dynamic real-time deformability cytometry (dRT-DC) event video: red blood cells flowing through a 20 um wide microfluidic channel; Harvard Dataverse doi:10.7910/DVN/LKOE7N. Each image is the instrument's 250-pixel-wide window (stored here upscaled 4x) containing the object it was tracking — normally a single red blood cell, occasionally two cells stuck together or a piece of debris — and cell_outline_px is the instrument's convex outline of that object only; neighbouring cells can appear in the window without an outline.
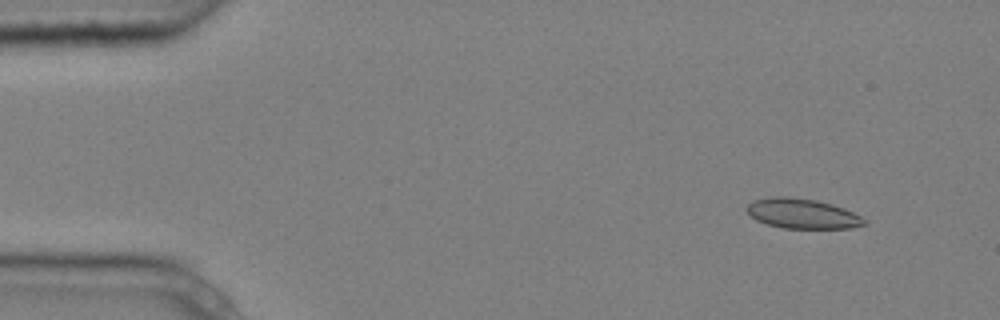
{"species": "common noctule bat (a hibernating species)", "species_latin": "Nyctalus noctula", "temperature_condition": "cold", "stored_images_in_passage": 5, "camera_frame_rate_fps": 3000, "um_per_image_px": 0.085, "animal": {"sex": "male", "body_mass_g": 20.4}, "frame": {"image": 1, "passage_image": 2, "time_ms": 0.333, "image_size_px": [1000, 320], "cell_outline_px": [[868, 224], [852, 228], [784, 228], [768, 224], [756, 220], [744, 208], [752, 200], [772, 196], [788, 196], [816, 200], [832, 204], [844, 208], [868, 220]], "centroid_in_image_um": [68.2, 18.15], "position_along_channel_um": 16.8, "area_um2": 20.63}}
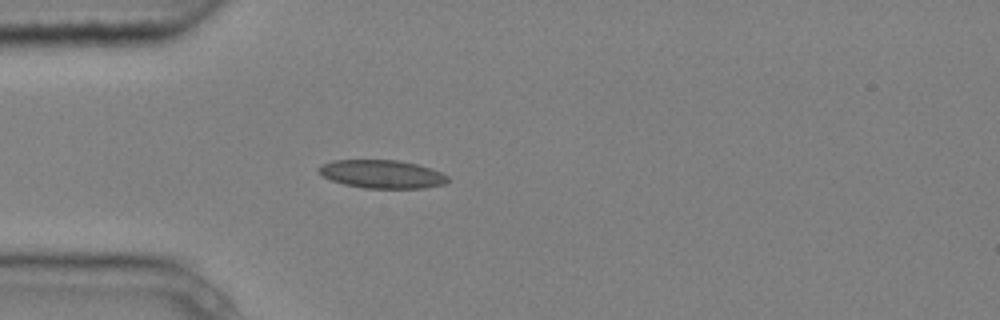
{"frame": {"image": 2, "passage_image": 5, "time_ms": 1.333, "image_size_px": [1000, 320], "cell_outline_px": [[448, 180], [444, 184], [424, 188], [364, 188], [344, 184], [332, 180], [316, 172], [316, 168], [320, 164], [332, 160], [396, 160], [416, 164], [432, 168], [448, 176]], "centroid_in_image_um": [32.43, 14.79], "position_along_channel_um": 52.6, "area_um2": 21.33}}